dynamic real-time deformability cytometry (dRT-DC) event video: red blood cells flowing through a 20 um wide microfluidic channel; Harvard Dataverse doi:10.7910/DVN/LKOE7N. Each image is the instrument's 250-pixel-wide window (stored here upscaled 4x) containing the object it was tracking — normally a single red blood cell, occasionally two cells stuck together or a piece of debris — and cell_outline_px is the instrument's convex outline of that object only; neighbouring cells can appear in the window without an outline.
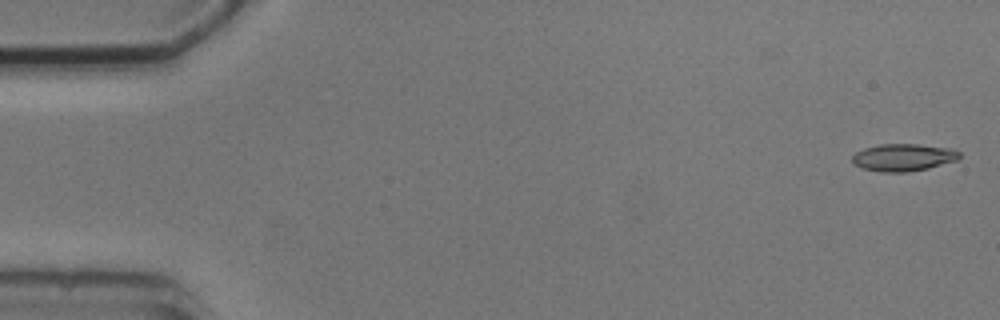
{"species": "common noctule bat (a hibernating species)", "species_latin": "Nyctalus noctula", "temperature_condition": "cold", "stored_images_in_passage": 5, "segment_of_instrument_passage": [2, 2], "camera_frame_rate_fps": 3000, "um_per_image_px": 0.085, "animal": {"sex": "male", "body_mass_g": 20.5, "forearm_length_mm": 52.5}, "frame": {"image": 1, "passage_image": 5, "time_ms": 7.667, "image_size_px": [1000, 320], "cell_outline_px": [[960, 156], [956, 160], [928, 168], [908, 172], [880, 172], [864, 168], [852, 164], [852, 156], [856, 152], [864, 148], [880, 144], [916, 144], [952, 148], [960, 152]], "centroid_in_image_um": [76.76, 13.37], "position_along_channel_um": 8.2, "area_um2": 17.05}}